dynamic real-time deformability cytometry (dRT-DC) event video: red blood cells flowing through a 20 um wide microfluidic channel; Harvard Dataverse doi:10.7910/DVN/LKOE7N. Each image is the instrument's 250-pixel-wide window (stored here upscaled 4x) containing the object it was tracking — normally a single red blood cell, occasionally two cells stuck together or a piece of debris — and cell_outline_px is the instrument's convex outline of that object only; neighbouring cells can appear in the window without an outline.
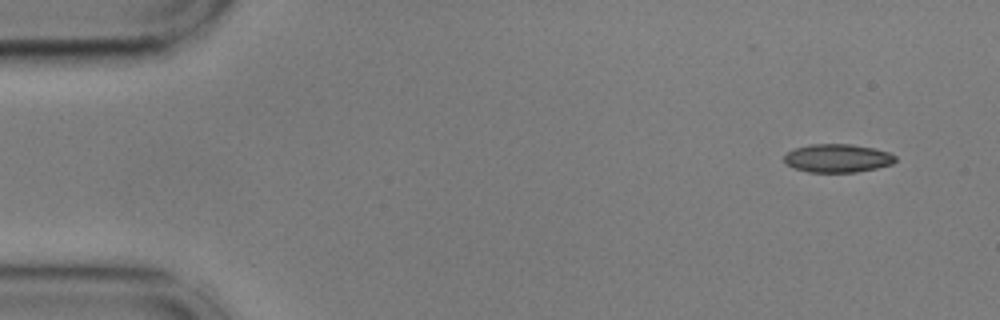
{"species": "common noctule bat (a hibernating species)", "species_latin": "Nyctalus noctula", "temperature_condition": "cold", "stored_images_in_passage": 52, "camera_frame_rate_fps": 3000, "um_per_image_px": 0.085, "animal": {"sex": "male", "body_mass_g": 17.9, "forearm_length_mm": 54.2}, "frame": {"image": 1, "passage_image": 1, "time_ms": 0.0, "image_size_px": [1000, 320], "cell_outline_px": [[896, 160], [892, 164], [876, 168], [856, 172], [808, 172], [792, 168], [784, 160], [784, 156], [788, 152], [796, 148], [808, 144], [852, 144], [872, 148], [888, 152], [896, 156]], "centroid_in_image_um": [71.18, 13.45], "position_along_channel_um": 13.8, "area_um2": 18.32}}
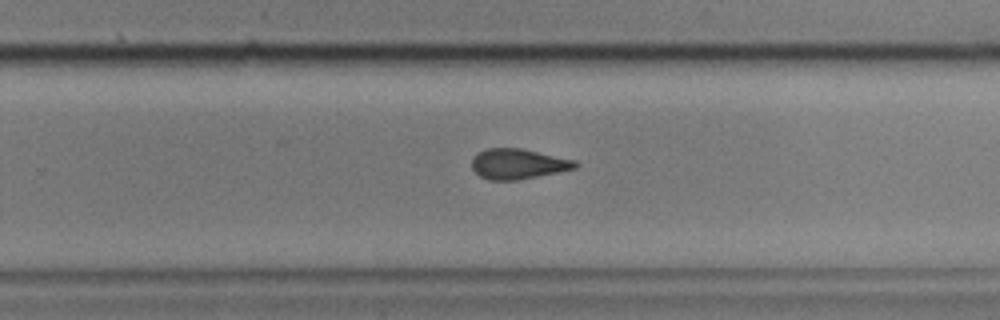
{"frame": {"image": 2, "passage_image": 32, "time_ms": 10.333, "image_size_px": [1000, 320], "cell_outline_px": [[580, 164], [576, 168], [516, 180], [488, 180], [480, 176], [472, 168], [472, 160], [480, 152], [488, 148], [520, 148], [576, 160]], "centroid_in_image_um": [44.05, 13.93], "position_along_channel_um": 285.7, "area_um2": 17.98}}
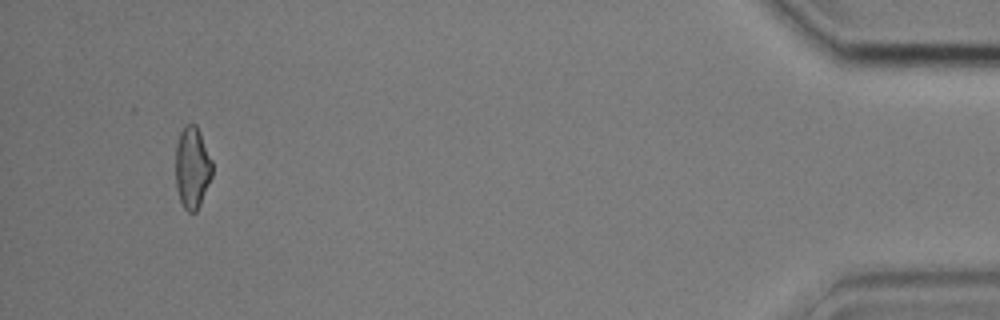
{"frame": {"image": 3, "passage_image": 49, "time_ms": 16.0, "image_size_px": [1000, 320], "cell_outline_px": [[212, 176], [200, 204], [196, 212], [188, 212], [184, 208], [180, 200], [176, 188], [176, 144], [180, 132], [184, 124], [196, 124], [200, 132], [212, 160]], "centroid_in_image_um": [16.34, 14.23], "position_along_channel_um": 418.9, "area_um2": 17.51}, "authors_computed_cell_mechanics": {"area_um2": 18.7272, "velocity_mm_per_s": 3.6354, "shape_relaxation_time_tau1_ms": null, "shape_relaxation_time_tau2_ms": 3.4409, "deformation_change_tau1": null, "deformation_change_tau2": 0.0973}}